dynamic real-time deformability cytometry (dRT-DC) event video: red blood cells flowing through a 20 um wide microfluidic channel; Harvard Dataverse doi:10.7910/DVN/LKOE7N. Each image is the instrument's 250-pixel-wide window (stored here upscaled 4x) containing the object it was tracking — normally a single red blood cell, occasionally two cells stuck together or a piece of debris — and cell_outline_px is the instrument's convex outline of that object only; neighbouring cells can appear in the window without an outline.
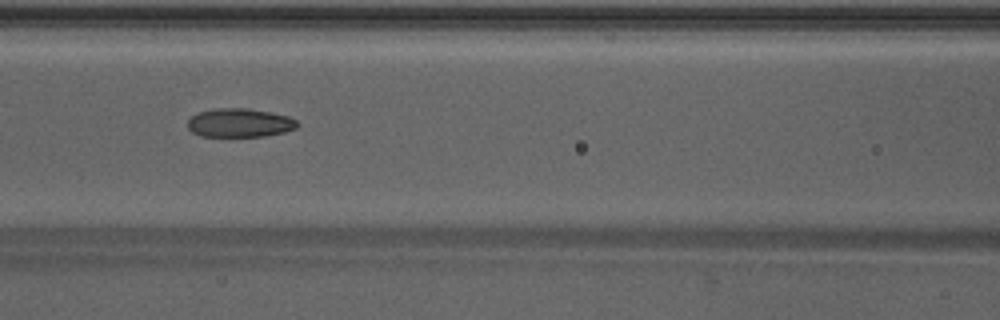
{"species": "Egyptian fruit bat (a non-hibernating species)", "species_latin": "Rousettus aegyptiacus", "temperature_condition": "warm", "stored_images_in_passage": 43, "camera_frame_rate_fps": 3000, "um_per_image_px": 0.085, "animal": {"sex": "male"}, "frame": {"image": 1, "passage_image": 16, "time_ms": 5.0, "image_size_px": [1000, 320], "cell_outline_px": [[300, 124], [296, 128], [284, 132], [264, 136], [200, 136], [192, 132], [188, 128], [188, 120], [192, 116], [200, 112], [216, 108], [248, 108], [288, 116], [296, 120]], "centroid_in_image_um": [20.38, 10.44], "position_along_channel_um": 146.2, "area_um2": 18.26}}
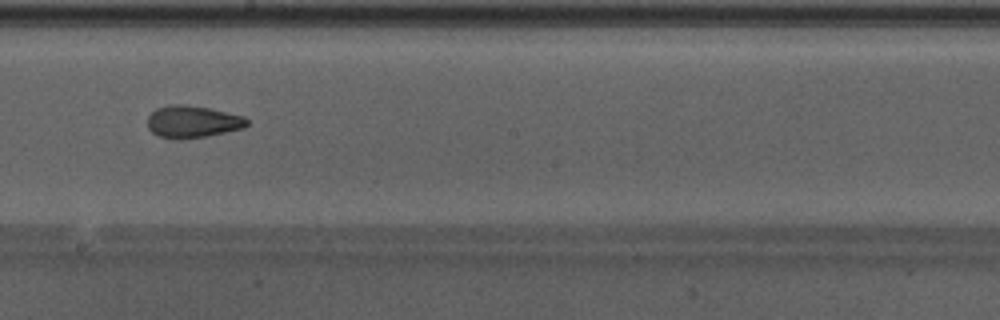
{"frame": {"image": 2, "passage_image": 22, "time_ms": 7.0, "image_size_px": [1000, 320], "cell_outline_px": [[248, 124], [244, 128], [204, 136], [180, 140], [176, 140], [156, 136], [148, 128], [148, 116], [156, 108], [168, 104], [184, 104], [208, 108], [244, 116], [248, 120]], "centroid_in_image_um": [16.32, 10.35], "position_along_channel_um": 231.9, "area_um2": 18.73}}
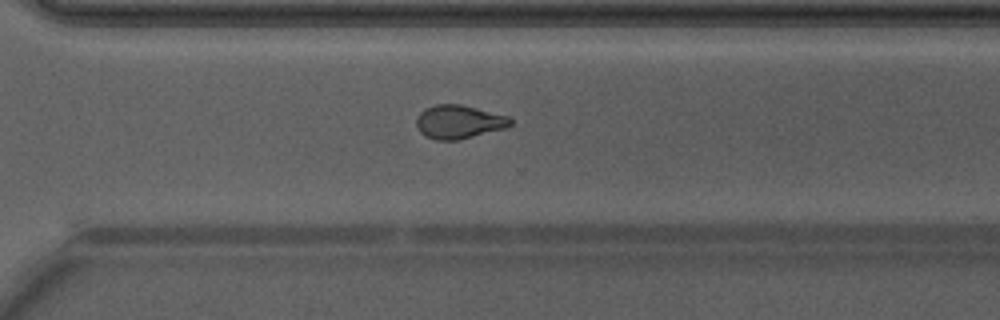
{"frame": {"image": 3, "passage_image": 29, "time_ms": 9.333, "image_size_px": [1000, 320], "cell_outline_px": [[512, 124], [508, 128], [456, 140], [436, 140], [424, 136], [420, 132], [416, 124], [416, 116], [424, 108], [436, 104], [460, 104], [508, 116], [512, 120]], "centroid_in_image_um": [38.98, 10.36], "position_along_channel_um": 331.6, "area_um2": 18.5}, "authors_computed_cell_mechanics": {"area_um2": 18.7272, "velocity_mm_per_s": 4.287, "shape_relaxation_time_tau1_ms": null, "shape_relaxation_time_tau2_ms": 1.4698, "deformation_change_tau1": null, "deformation_change_tau2": 0.0791}}